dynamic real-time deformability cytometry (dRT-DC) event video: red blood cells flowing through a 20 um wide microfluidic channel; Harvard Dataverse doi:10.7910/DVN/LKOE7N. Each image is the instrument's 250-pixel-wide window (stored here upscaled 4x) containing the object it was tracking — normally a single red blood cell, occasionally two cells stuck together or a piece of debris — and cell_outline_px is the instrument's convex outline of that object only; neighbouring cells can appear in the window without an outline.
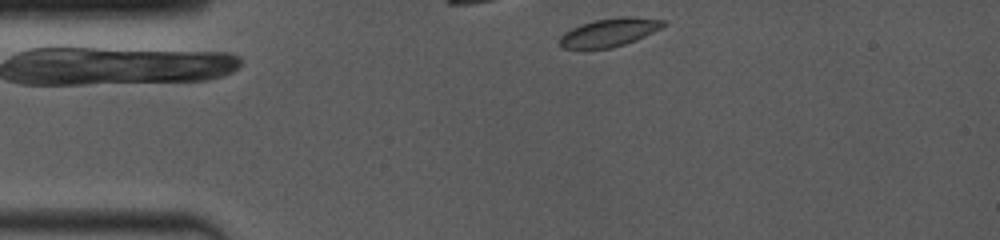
{"species": "common noctule bat (a hibernating species)", "species_latin": "Nyctalus noctula", "temperature_condition": "room temperature", "stored_images_in_passage": 13, "camera_frame_rate_fps": 4000, "um_per_image_px": 0.085, "animal": {"sex": "female", "body_mass_g": 19.0, "forearm_length_mm": 53.3}, "frame": {"image": 1, "passage_image": 1, "time_ms": 0.0, "image_size_px": [1000, 240], "cell_outline_px": [[668, 24], [664, 28], [624, 44], [612, 48], [564, 48], [560, 44], [560, 36], [564, 32], [580, 24], [596, 20], [620, 16], [632, 16], [668, 20]], "centroid_in_image_um": [51.87, 2.72], "position_along_channel_um": 33.1, "area_um2": 17.17}}
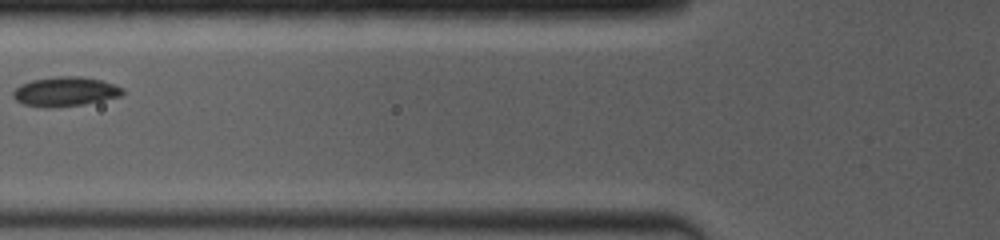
{"frame": {"image": 2, "passage_image": 11, "time_ms": 3.25, "image_size_px": [1000, 240], "cell_outline_px": [[124, 92], [120, 96], [84, 104], [56, 108], [48, 108], [24, 104], [16, 100], [12, 96], [12, 92], [20, 84], [32, 80], [56, 76], [80, 76], [100, 80], [124, 88]], "centroid_in_image_um": [5.51, 7.79], "position_along_channel_um": 120.3, "area_um2": 18.79}}